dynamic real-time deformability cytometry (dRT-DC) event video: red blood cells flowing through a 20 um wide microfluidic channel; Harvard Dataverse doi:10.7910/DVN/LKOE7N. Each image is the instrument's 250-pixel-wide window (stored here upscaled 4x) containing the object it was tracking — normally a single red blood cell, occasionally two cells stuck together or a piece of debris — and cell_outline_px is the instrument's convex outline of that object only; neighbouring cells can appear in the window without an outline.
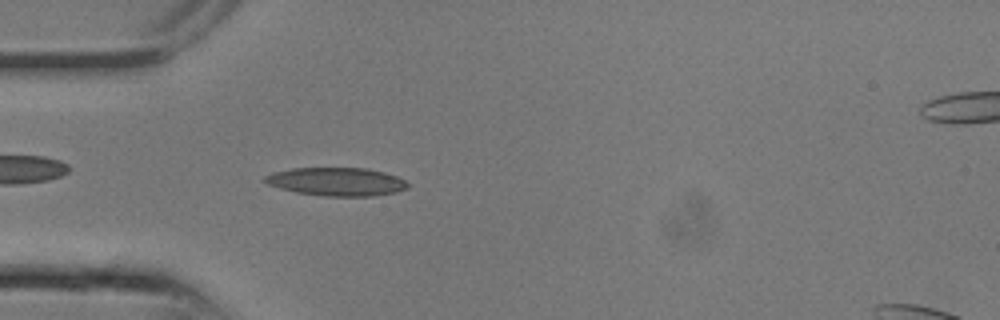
{"species": "common noctule bat (a hibernating species)", "species_latin": "Nyctalus noctula", "temperature_condition": "room temperature", "stored_images_in_passage": 4, "camera_frame_rate_fps": 3000, "um_per_image_px": 0.085, "animal": {"sex": "male", "body_mass_g": 13.3}, "frame": {"image": 1, "passage_image": 4, "time_ms": 1.0, "image_size_px": [1000, 320], "cell_outline_px": [[408, 188], [396, 192], [372, 196], [324, 196], [296, 192], [280, 188], [268, 184], [264, 180], [264, 176], [272, 172], [292, 168], [368, 168], [384, 172], [396, 176], [404, 180], [408, 184]], "centroid_in_image_um": [28.61, 15.44], "position_along_channel_um": 56.4, "area_um2": 23.52}}